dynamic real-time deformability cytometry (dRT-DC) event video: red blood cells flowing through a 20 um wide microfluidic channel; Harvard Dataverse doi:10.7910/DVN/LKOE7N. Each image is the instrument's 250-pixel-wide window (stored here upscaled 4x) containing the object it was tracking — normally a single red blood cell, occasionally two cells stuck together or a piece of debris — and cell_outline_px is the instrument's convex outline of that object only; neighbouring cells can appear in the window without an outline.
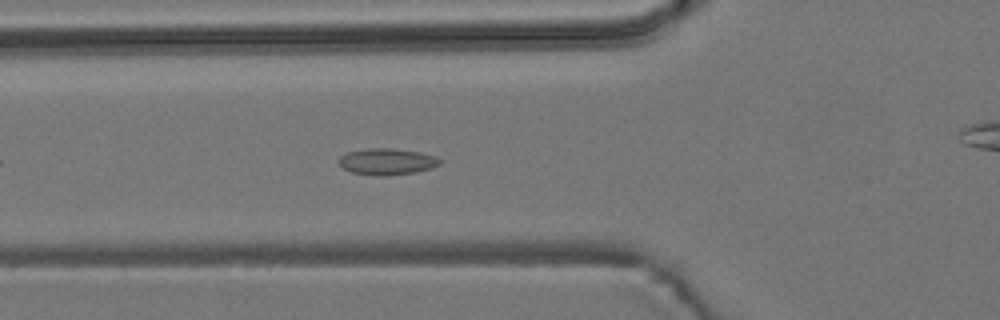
{"species": "common noctule bat (a hibernating species)", "species_latin": "Nyctalus noctula", "temperature_condition": "room temperature", "stored_images_in_passage": 32, "camera_frame_rate_fps": 3000, "um_per_image_px": 0.085, "animal": {"sex": "male", "body_mass_g": 19.2, "forearm_length_mm": 51.8}, "frame": {"image": 1, "passage_image": 9, "time_ms": 2.667, "image_size_px": [1000, 320], "cell_outline_px": [[440, 164], [432, 168], [416, 172], [384, 176], [376, 176], [352, 172], [344, 168], [340, 164], [340, 156], [348, 152], [368, 148], [388, 148], [420, 152], [436, 156], [440, 160]], "centroid_in_image_um": [32.92, 13.74], "position_along_channel_um": 92.9, "area_um2": 15.43}}
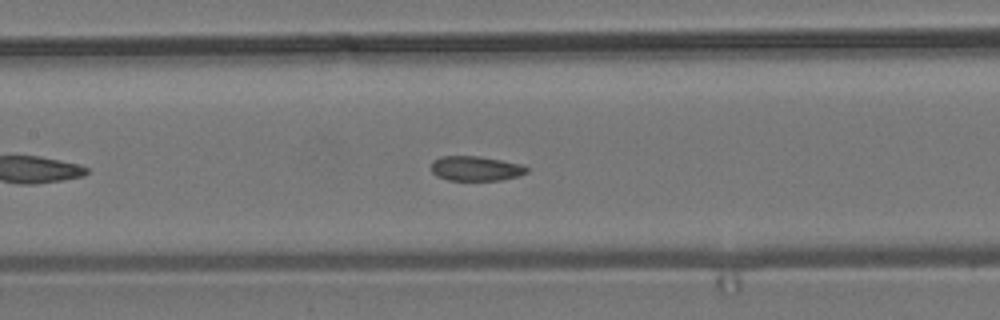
{"frame": {"image": 2, "passage_image": 15, "time_ms": 4.667, "image_size_px": [1000, 320], "cell_outline_px": [[528, 172], [520, 176], [500, 180], [448, 180], [436, 176], [432, 172], [432, 160], [440, 156], [480, 156], [524, 164], [528, 168]], "centroid_in_image_um": [40.46, 14.31], "position_along_channel_um": 166.9, "area_um2": 13.99}}
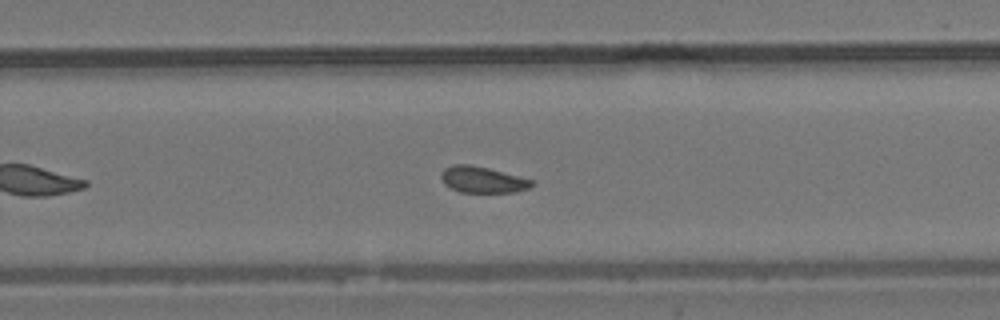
{"frame": {"image": 3, "passage_image": 25, "time_ms": 8.0, "image_size_px": [1000, 320], "cell_outline_px": [[536, 184], [528, 188], [516, 192], [460, 192], [444, 184], [440, 176], [440, 172], [444, 168], [452, 164], [468, 164], [488, 168], [536, 180]], "centroid_in_image_um": [41.04, 15.26], "position_along_channel_um": 288.8, "area_um2": 14.05}, "authors_computed_cell_mechanics": {"area_um2": 14.4789, "velocity_mm_per_s": 3.6707, "shape_relaxation_time_tau1_ms": null, "shape_relaxation_time_tau2_ms": 3.5489, "deformation_change_tau1": null, "deformation_change_tau2": 0.0788}}